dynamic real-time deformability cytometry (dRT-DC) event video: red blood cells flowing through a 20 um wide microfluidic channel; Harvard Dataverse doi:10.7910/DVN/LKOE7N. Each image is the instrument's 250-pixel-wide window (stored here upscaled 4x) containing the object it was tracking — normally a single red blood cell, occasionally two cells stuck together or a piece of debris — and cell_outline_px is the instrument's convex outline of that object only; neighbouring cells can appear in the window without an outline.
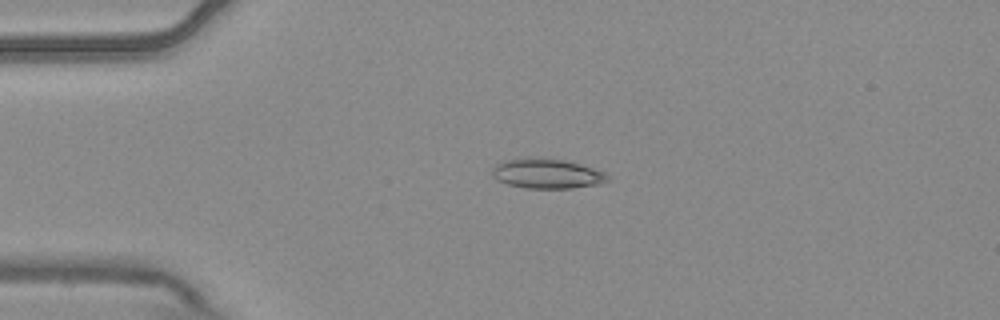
{"species": "common noctule bat (a hibernating species)", "species_latin": "Nyctalus noctula", "temperature_condition": "warm", "stored_images_in_passage": 4, "camera_frame_rate_fps": 3000, "um_per_image_px": 0.085, "animal": {"sex": "male", "body_mass_g": 20.4}, "frame": {"image": 1, "passage_image": 3, "time_ms": 0.667, "image_size_px": [1000, 320], "cell_outline_px": [[608, 180], [600, 184], [572, 188], [528, 188], [508, 184], [492, 176], [492, 168], [496, 164], [504, 160], [528, 156], [540, 156], [564, 160], [592, 168], [604, 172], [608, 176]], "centroid_in_image_um": [46.46, 14.73], "position_along_channel_um": 38.5, "area_um2": 20.17}}